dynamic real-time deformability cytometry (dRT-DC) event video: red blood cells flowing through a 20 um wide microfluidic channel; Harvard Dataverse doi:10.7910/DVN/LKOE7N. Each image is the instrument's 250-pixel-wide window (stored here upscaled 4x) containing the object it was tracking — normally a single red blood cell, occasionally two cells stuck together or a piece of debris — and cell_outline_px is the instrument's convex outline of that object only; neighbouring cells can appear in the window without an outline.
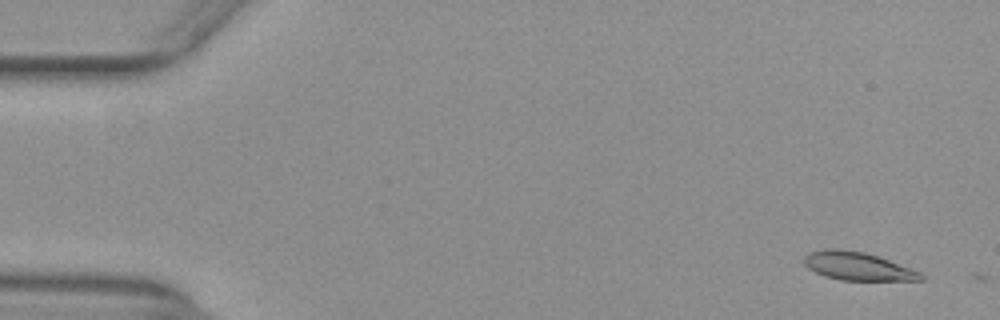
{"species": "common noctule bat (a hibernating species)", "species_latin": "Nyctalus noctula", "temperature_condition": "warm", "stored_images_in_passage": 4, "camera_frame_rate_fps": 3000, "um_per_image_px": 0.085, "animal": {"sex": "female", "body_mass_g": 29.2, "forearm_length_mm": 56.3}, "frame": {"image": 1, "passage_image": 3, "time_ms": 0.667, "image_size_px": [1000, 320], "cell_outline_px": [[924, 280], [840, 280], [824, 276], [808, 268], [804, 264], [804, 256], [808, 252], [828, 248], [840, 248], [864, 252], [880, 256], [920, 272], [924, 276]], "centroid_in_image_um": [72.88, 22.61], "position_along_channel_um": 12.1, "area_um2": 19.31}}